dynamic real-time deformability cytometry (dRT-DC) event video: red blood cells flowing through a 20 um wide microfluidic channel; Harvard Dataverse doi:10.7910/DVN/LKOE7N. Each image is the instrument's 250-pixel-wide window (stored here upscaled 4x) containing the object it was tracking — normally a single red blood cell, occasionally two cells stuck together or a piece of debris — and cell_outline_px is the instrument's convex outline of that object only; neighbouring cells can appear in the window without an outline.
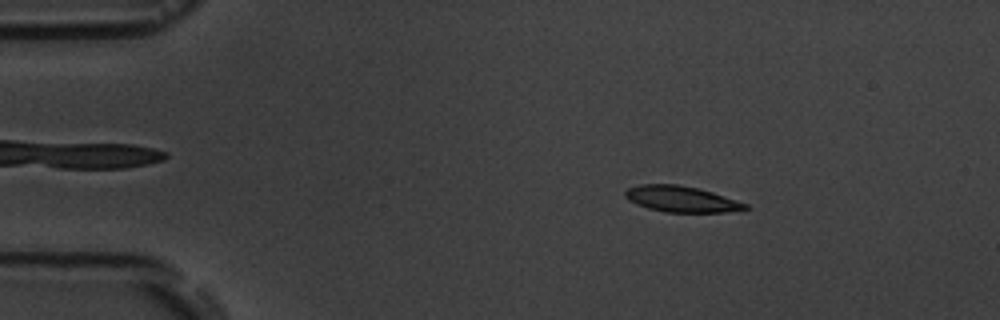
{"species": "common noctule bat (a hibernating species)", "species_latin": "Nyctalus noctula", "temperature_condition": "room temperature", "stored_images_in_passage": 4, "camera_frame_rate_fps": 3000, "um_per_image_px": 0.085, "animal": {"sex": "male", "body_mass_g": 19.5, "forearm_length_mm": 54.6}, "frame": {"image": 1, "passage_image": 2, "time_ms": 1.333, "image_size_px": [1000, 320], "cell_outline_px": [[748, 208], [724, 212], [664, 212], [648, 208], [636, 204], [628, 200], [624, 196], [624, 192], [628, 188], [640, 184], [676, 184], [696, 188], [712, 192], [748, 204]], "centroid_in_image_um": [57.86, 16.92], "position_along_channel_um": 27.1, "area_um2": 18.03}}